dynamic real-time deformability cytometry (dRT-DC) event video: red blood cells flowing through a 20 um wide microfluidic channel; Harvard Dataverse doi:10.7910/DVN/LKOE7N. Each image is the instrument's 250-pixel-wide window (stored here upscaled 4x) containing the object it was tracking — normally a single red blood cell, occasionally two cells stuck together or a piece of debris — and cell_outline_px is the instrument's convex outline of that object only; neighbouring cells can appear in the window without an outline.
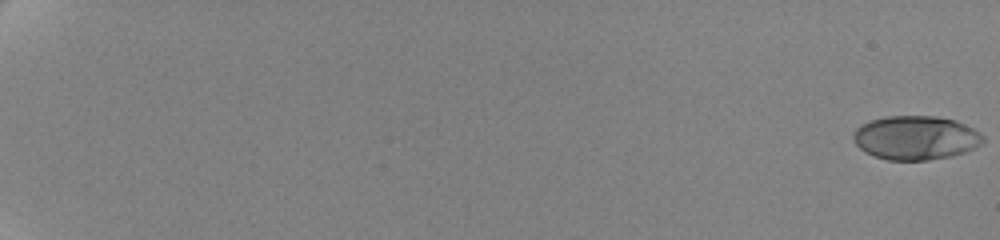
{"species": "human", "species_latin": "Homo sapiens", "temperature_condition": "cold", "stored_images_in_passage": 66, "camera_frame_rate_fps": 3000, "um_per_image_px": 0.085, "donor": {"sex": "female"}, "frame": {"image": 1, "passage_image": 1, "time_ms": 0.0, "image_size_px": [1000, 240], "cell_outline_px": [[984, 140], [980, 144], [964, 152], [948, 156], [928, 160], [888, 160], [864, 152], [852, 140], [852, 136], [856, 128], [872, 120], [888, 116], [936, 116], [956, 120], [972, 128], [984, 136]], "centroid_in_image_um": [77.81, 11.7], "position_along_channel_um": 7.2, "area_um2": 32.95}}
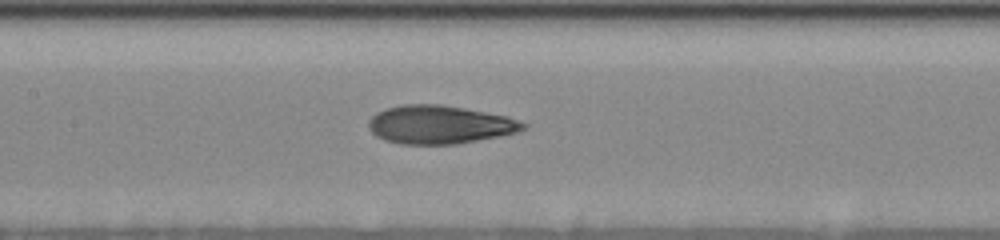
{"frame": {"image": 2, "passage_image": 37, "time_ms": 11.333, "image_size_px": [1000, 240], "cell_outline_px": [[528, 124], [524, 128], [516, 132], [504, 136], [456, 144], [400, 144], [384, 140], [376, 136], [368, 128], [368, 120], [376, 112], [388, 108], [404, 104], [440, 104], [464, 108], [508, 116]], "centroid_in_image_um": [37.37, 10.6], "position_along_channel_um": 170.0, "area_um2": 34.74}}
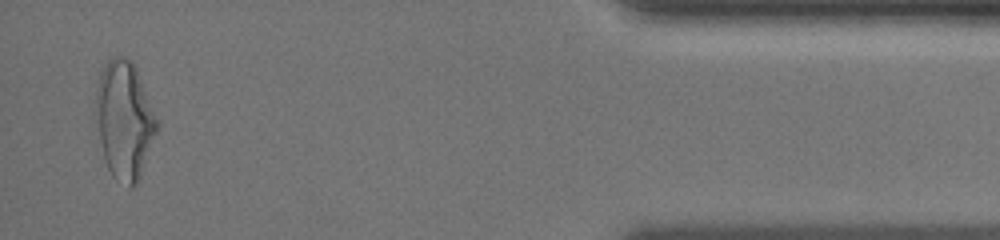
{"frame": {"image": 3, "passage_image": 65, "time_ms": 20.0, "image_size_px": [1000, 240], "cell_outline_px": [[160, 124], [140, 176], [136, 184], [128, 188], [116, 180], [112, 176], [104, 160], [92, 116], [96, 88], [100, 72], [104, 64], [112, 56], [124, 56], [132, 60], [136, 68]], "centroid_in_image_um": [10.52, 10.19], "position_along_channel_um": 424.7, "area_um2": 43.0}, "authors_computed_cell_mechanics": {"area_um2": 33.813, "velocity_mm_per_s": 3.5152, "shape_relaxation_time_tau1_ms": 5.8456, "shape_relaxation_time_tau2_ms": 1.5725, "deformation_change_tau1": 0.2004, "deformation_change_tau2": 0.0927}}